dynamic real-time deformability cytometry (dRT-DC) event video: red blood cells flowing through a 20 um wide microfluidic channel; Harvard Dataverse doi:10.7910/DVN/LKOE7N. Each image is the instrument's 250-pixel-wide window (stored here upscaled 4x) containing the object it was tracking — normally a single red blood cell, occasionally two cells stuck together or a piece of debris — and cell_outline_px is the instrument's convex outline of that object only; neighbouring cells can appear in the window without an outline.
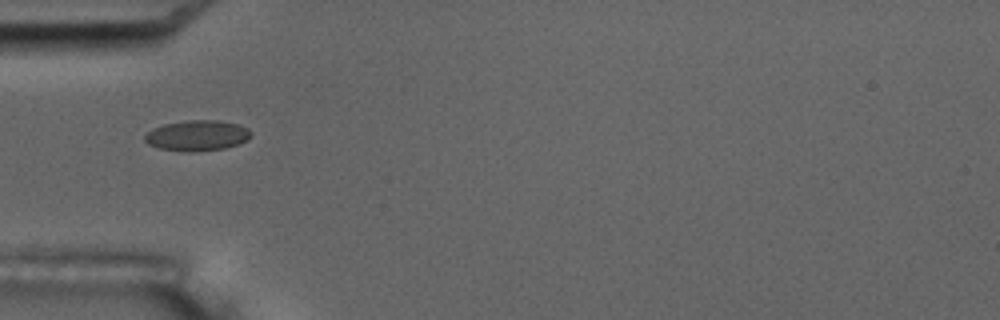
{"species": "common noctule bat (a hibernating species)", "species_latin": "Nyctalus noctula", "temperature_condition": "room temperature", "stored_images_in_passage": 7, "camera_frame_rate_fps": 3000, "um_per_image_px": 0.085, "animal": {"sex": "male", "body_mass_g": 17.5, "forearm_length_mm": 52.3}, "frame": {"image": 1, "passage_image": 2, "time_ms": 1.333, "image_size_px": [1000, 320], "cell_outline_px": [[252, 132], [248, 140], [224, 148], [188, 152], [160, 148], [148, 144], [144, 140], [144, 136], [152, 128], [164, 124], [188, 120], [220, 120], [236, 124], [248, 128]], "centroid_in_image_um": [16.75, 11.51], "position_along_channel_um": 68.3, "area_um2": 18.79}}
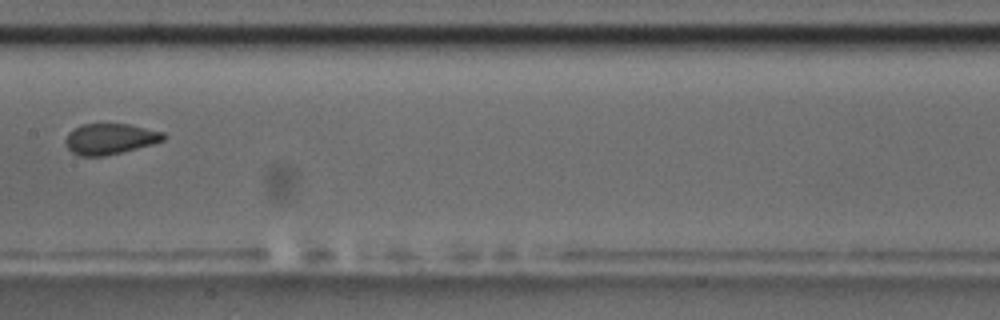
{"frame": {"image": 2, "passage_image": 5, "time_ms": 5.0, "image_size_px": [1000, 320], "cell_outline_px": [[168, 136], [164, 140], [152, 144], [104, 156], [80, 156], [72, 152], [68, 148], [64, 140], [68, 132], [84, 124], [128, 124], [164, 132]], "centroid_in_image_um": [9.36, 11.8], "position_along_channel_um": 198.0, "area_um2": 17.46}}
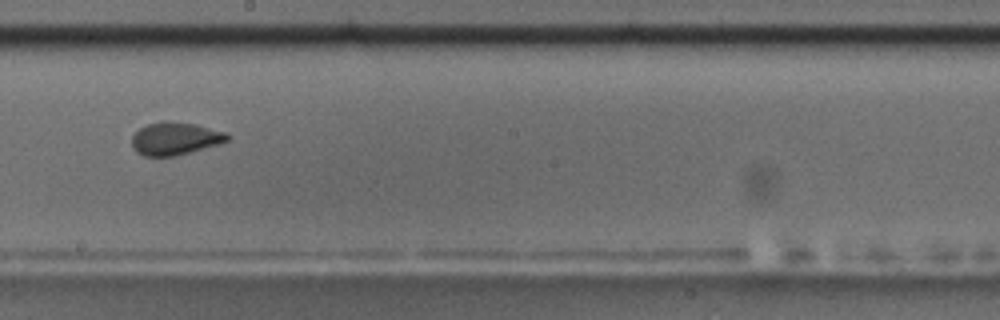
{"frame": {"image": 3, "passage_image": 6, "time_ms": 6.0, "image_size_px": [1000, 320], "cell_outline_px": [[232, 136], [228, 140], [220, 144], [176, 156], [144, 156], [136, 152], [132, 148], [132, 136], [140, 128], [148, 124], [196, 124], [228, 132]], "centroid_in_image_um": [14.94, 11.83], "position_along_channel_um": 233.3, "area_um2": 17.8}}